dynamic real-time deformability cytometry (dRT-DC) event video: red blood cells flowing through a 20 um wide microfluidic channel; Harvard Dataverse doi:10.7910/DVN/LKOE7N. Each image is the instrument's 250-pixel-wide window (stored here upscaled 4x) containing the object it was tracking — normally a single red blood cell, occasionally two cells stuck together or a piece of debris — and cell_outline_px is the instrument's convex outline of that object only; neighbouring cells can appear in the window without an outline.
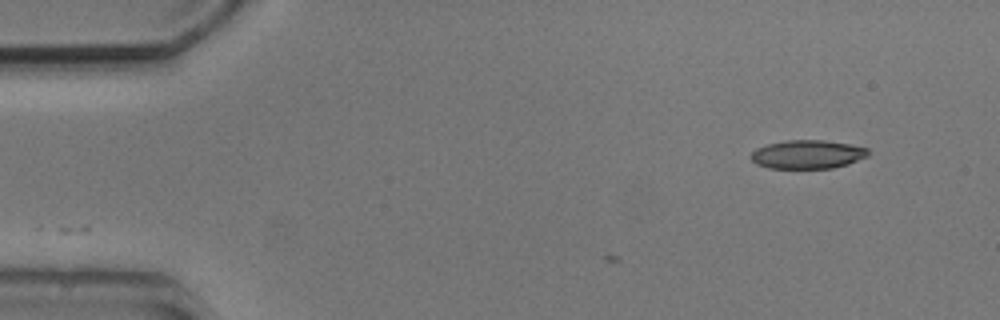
{"species": "common noctule bat (a hibernating species)", "species_latin": "Nyctalus noctula", "temperature_condition": "cold", "stored_images_in_passage": 3, "camera_frame_rate_fps": 3000, "um_per_image_px": 0.085, "animal": {"sex": "male", "body_mass_g": 20.5, "forearm_length_mm": 52.5}, "frame": {"image": 1, "passage_image": 1, "time_ms": 0.0, "image_size_px": [1000, 320], "cell_outline_px": [[868, 156], [848, 164], [832, 168], [768, 168], [756, 164], [748, 156], [756, 148], [768, 144], [788, 140], [824, 140], [848, 144], [868, 148]], "centroid_in_image_um": [68.61, 13.12], "position_along_channel_um": 16.4, "area_um2": 19.54}}